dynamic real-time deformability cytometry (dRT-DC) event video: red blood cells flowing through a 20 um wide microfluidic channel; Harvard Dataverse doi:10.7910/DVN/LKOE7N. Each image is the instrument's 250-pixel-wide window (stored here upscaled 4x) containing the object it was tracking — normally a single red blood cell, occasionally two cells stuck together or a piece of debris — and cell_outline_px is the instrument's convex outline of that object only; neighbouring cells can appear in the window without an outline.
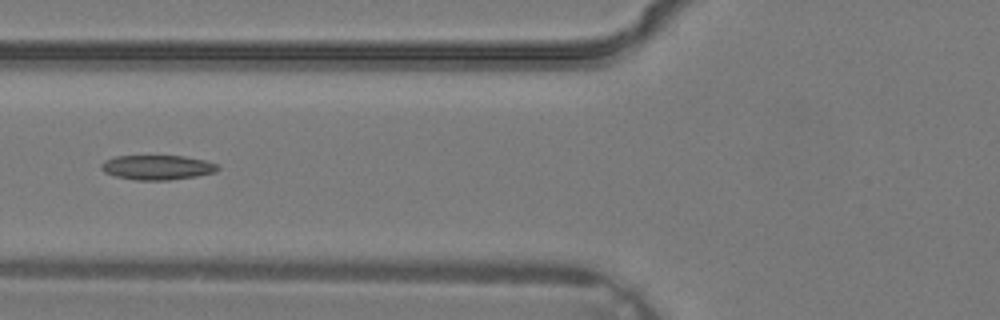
{"species": "common noctule bat (a hibernating species)", "species_latin": "Nyctalus noctula", "temperature_condition": "warm", "stored_images_in_passage": 5, "camera_frame_rate_fps": 3000, "um_per_image_px": 0.085, "animal": {"sex": "male", "body_mass_g": 19.2, "forearm_length_mm": 51.8}, "frame": {"image": 1, "passage_image": 5, "time_ms": 1.333, "image_size_px": [1000, 320], "cell_outline_px": [[220, 168], [216, 172], [196, 176], [168, 180], [136, 180], [116, 176], [104, 172], [100, 168], [100, 164], [104, 160], [116, 156], [184, 156], [204, 160], [216, 164]], "centroid_in_image_um": [13.35, 14.23], "position_along_channel_um": 112.5, "area_um2": 16.7}}